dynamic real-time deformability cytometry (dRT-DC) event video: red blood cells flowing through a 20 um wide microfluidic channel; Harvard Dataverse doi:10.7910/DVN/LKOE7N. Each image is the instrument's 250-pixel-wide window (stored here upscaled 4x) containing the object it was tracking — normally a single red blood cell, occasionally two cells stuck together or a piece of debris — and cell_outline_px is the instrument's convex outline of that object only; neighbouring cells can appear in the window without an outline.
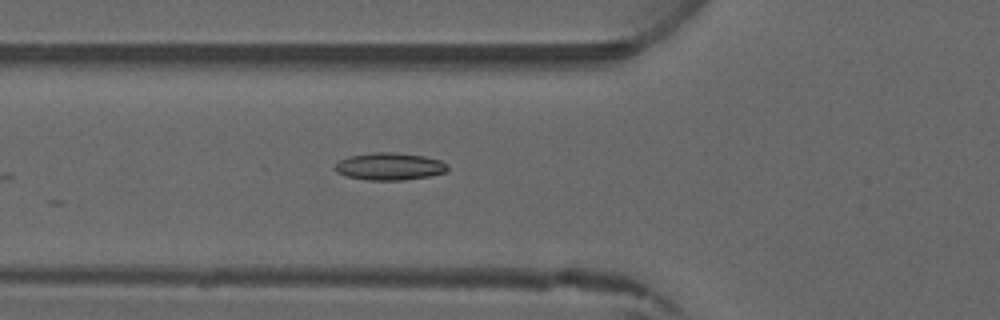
{"species": "common noctule bat (a hibernating species)", "species_latin": "Nyctalus noctula", "temperature_condition": "warm", "stored_images_in_passage": 5, "camera_frame_rate_fps": 3000, "um_per_image_px": 0.085, "animal": {"sex": "male", "forearm_length_mm": 52.5}, "frame": {"image": 1, "passage_image": 5, "time_ms": 4.667, "image_size_px": [1000, 320], "cell_outline_px": [[448, 168], [444, 172], [432, 176], [404, 180], [368, 180], [348, 176], [336, 172], [332, 168], [340, 160], [348, 156], [372, 152], [396, 152], [424, 156], [440, 160], [448, 164]], "centroid_in_image_um": [33.11, 14.14], "position_along_channel_um": 92.7, "area_um2": 18.09}}